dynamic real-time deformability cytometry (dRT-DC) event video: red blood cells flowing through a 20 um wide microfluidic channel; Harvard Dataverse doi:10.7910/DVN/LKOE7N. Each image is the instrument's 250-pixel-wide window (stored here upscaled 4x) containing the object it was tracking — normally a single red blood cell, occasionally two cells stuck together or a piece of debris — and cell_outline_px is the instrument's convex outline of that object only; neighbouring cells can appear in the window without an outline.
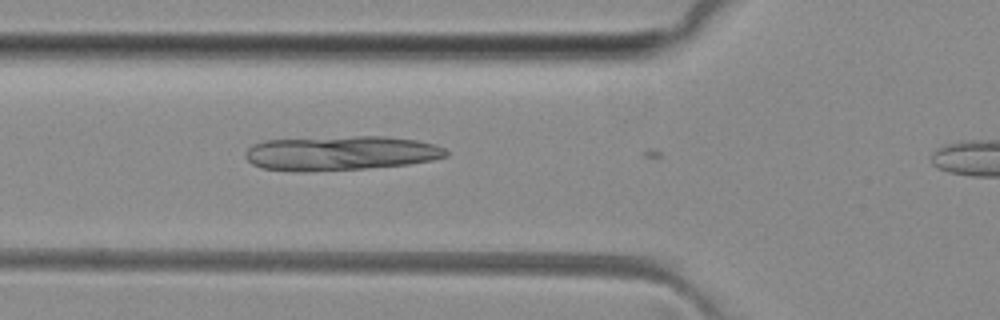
{"species": "common noctule bat (a hibernating species)", "species_latin": "Nyctalus noctula", "temperature_condition": "room temperature", "stored_images_in_passage": 7, "camera_frame_rate_fps": 3000, "um_per_image_px": 0.085, "animal": {"sex": "female", "body_mass_g": 29.2, "forearm_length_mm": 56.3}, "frame": {"image": 1, "passage_image": 6, "time_ms": 1.667, "image_size_px": [1000, 320], "cell_outline_px": [[448, 156], [432, 160], [408, 164], [364, 168], [300, 172], [296, 172], [260, 168], [252, 164], [244, 156], [244, 152], [252, 144], [268, 140], [356, 136], [384, 136], [416, 140], [436, 144], [444, 148], [448, 152]], "centroid_in_image_um": [28.94, 13.02], "position_along_channel_um": 96.9, "area_um2": 40.34}}